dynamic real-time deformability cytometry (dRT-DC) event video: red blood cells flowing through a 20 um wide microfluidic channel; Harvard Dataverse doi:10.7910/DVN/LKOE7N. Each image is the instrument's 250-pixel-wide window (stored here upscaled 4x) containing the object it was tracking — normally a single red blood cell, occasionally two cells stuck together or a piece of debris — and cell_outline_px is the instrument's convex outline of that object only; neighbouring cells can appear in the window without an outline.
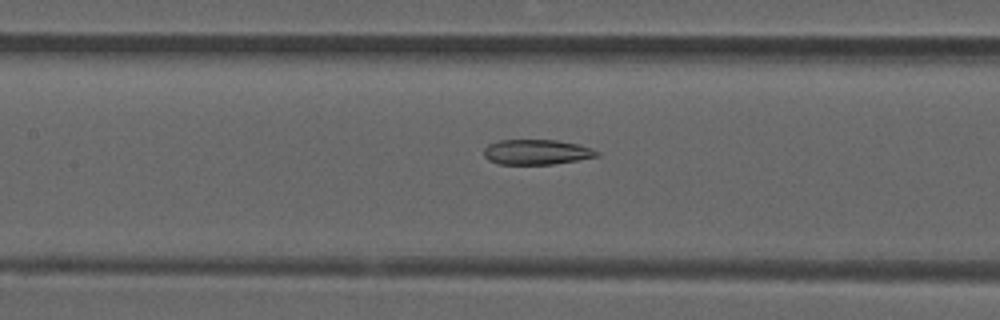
{"species": "common noctule bat (a hibernating species)", "species_latin": "Nyctalus noctula", "temperature_condition": "room temperature", "stored_images_in_passage": 51, "camera_frame_rate_fps": 3000, "um_per_image_px": 0.085, "animal": {"sex": "male", "forearm_length_mm": 52.5}, "frame": {"image": 1, "passage_image": 23, "time_ms": 7.333, "image_size_px": [1000, 320], "cell_outline_px": [[600, 156], [552, 164], [500, 164], [488, 160], [484, 156], [484, 148], [488, 144], [500, 140], [556, 140], [576, 144], [592, 148], [600, 152]], "centroid_in_image_um": [45.6, 12.92], "position_along_channel_um": 161.8, "area_um2": 16.47}}
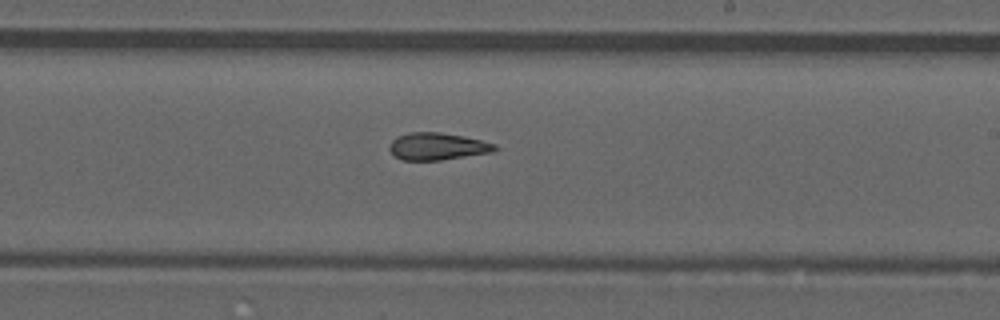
{"frame": {"image": 2, "passage_image": 30, "time_ms": 9.667, "image_size_px": [1000, 320], "cell_outline_px": [[496, 148], [492, 152], [440, 160], [400, 160], [388, 148], [388, 144], [396, 136], [408, 132], [440, 132], [464, 136], [496, 144]], "centroid_in_image_um": [37.12, 12.43], "position_along_channel_um": 251.9, "area_um2": 16.7}}
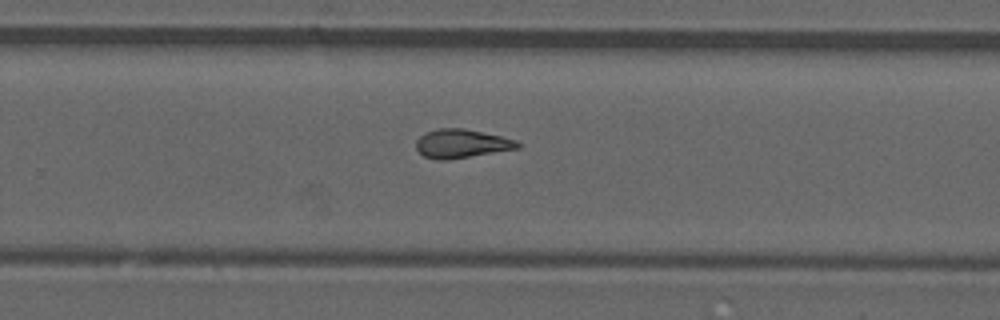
{"frame": {"image": 3, "passage_image": 33, "time_ms": 10.667, "image_size_px": [1000, 320], "cell_outline_px": [[520, 148], [444, 160], [436, 160], [424, 156], [416, 148], [416, 140], [424, 132], [440, 128], [460, 128], [500, 136], [516, 140], [520, 144]], "centroid_in_image_um": [39.19, 12.2], "position_along_channel_um": 290.6, "area_um2": 16.7}, "authors_computed_cell_mechanics": {"area_um2": 17.1666, "velocity_mm_per_s": 3.8783, "shape_relaxation_time_tau1_ms": null, "shape_relaxation_time_tau2_ms": 5.8183, "deformation_change_tau1": null, "deformation_change_tau2": 0.1386}}